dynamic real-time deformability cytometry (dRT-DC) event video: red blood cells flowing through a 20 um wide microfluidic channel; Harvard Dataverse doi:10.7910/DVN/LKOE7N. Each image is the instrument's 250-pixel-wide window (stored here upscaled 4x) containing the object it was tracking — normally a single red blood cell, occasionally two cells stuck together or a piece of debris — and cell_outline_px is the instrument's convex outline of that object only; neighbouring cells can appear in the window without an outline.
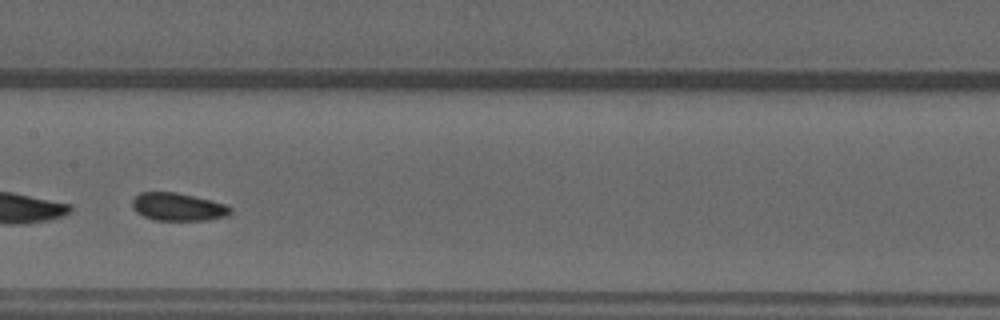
{"species": "common noctule bat (a hibernating species)", "species_latin": "Nyctalus noctula", "temperature_condition": "warm", "stored_images_in_passage": 37, "segment_of_instrument_passage": [2, 2], "camera_frame_rate_fps": 3000, "um_per_image_px": 0.085, "animal": {"sex": "male", "forearm_length_mm": 52.5}, "frame": {"image": 1, "passage_image": 20, "time_ms": 6.333, "image_size_px": [1000, 320], "cell_outline_px": [[232, 212], [228, 216], [204, 220], [156, 220], [144, 216], [136, 212], [132, 208], [132, 200], [140, 192], [176, 192], [212, 200], [228, 204], [232, 208]], "centroid_in_image_um": [15.16, 17.58], "position_along_channel_um": 192.2, "area_um2": 16.07}}